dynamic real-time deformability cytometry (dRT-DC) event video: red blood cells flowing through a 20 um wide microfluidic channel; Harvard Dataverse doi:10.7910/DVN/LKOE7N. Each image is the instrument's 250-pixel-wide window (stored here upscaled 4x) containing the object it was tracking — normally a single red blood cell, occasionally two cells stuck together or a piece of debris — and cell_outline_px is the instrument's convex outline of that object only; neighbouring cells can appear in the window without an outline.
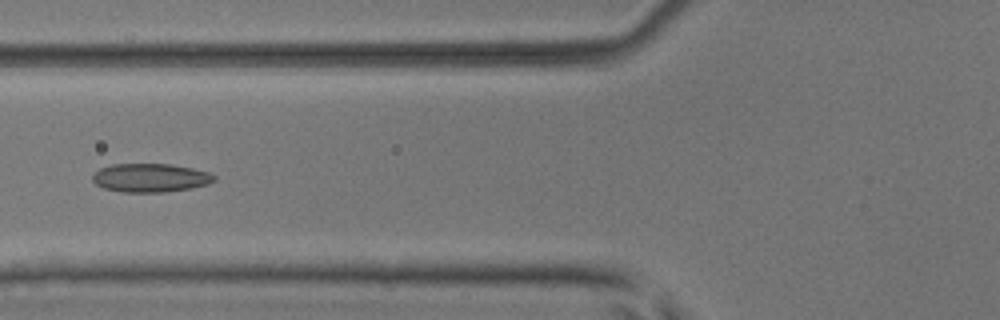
{"species": "common noctule bat (a hibernating species)", "species_latin": "Nyctalus noctula", "temperature_condition": "room temperature", "stored_images_in_passage": 7, "camera_frame_rate_fps": 3000, "um_per_image_px": 0.085, "animal": {"sex": "male", "body_mass_g": 17.9, "forearm_length_mm": 54.2}, "frame": {"image": 1, "passage_image": 6, "time_ms": 1.667, "image_size_px": [1000, 320], "cell_outline_px": [[216, 180], [208, 184], [192, 188], [164, 192], [124, 192], [104, 188], [96, 184], [92, 180], [92, 176], [100, 168], [112, 164], [168, 164], [192, 168], [208, 172], [216, 176]], "centroid_in_image_um": [12.8, 15.11], "position_along_channel_um": 113.0, "area_um2": 20.23}}
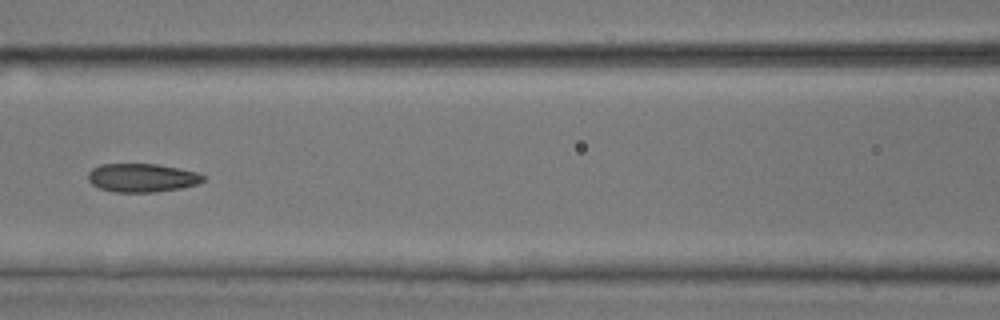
{"frame": {"image": 2, "passage_image": 7, "time_ms": 2.0, "image_size_px": [1000, 320], "cell_outline_px": [[204, 180], [196, 184], [180, 188], [152, 192], [112, 192], [100, 188], [92, 184], [88, 180], [88, 172], [92, 168], [100, 164], [156, 164], [180, 168], [196, 172], [204, 176]], "centroid_in_image_um": [12.03, 15.1], "position_along_channel_um": 154.6, "area_um2": 19.07}}